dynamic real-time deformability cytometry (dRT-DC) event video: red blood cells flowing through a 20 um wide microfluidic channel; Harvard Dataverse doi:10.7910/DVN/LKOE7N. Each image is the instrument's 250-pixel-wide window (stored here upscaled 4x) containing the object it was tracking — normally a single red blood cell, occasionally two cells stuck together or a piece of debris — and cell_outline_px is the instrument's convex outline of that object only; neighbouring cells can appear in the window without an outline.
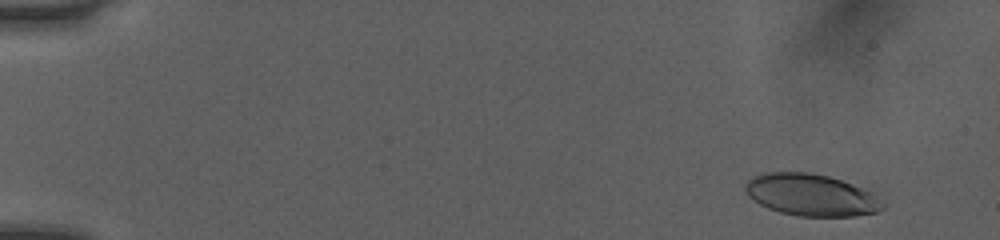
{"species": "human", "species_latin": "Homo sapiens", "temperature_condition": "room temperature", "stored_images_in_passage": 52, "camera_frame_rate_fps": 3000, "um_per_image_px": 0.085, "donor": {"sex": "female"}, "frame": {"image": 1, "passage_image": 5, "time_ms": 1.333, "image_size_px": [1000, 240], "cell_outline_px": [[888, 204], [884, 208], [876, 212], [856, 216], [796, 216], [780, 212], [768, 208], [752, 200], [748, 196], [744, 188], [744, 184], [752, 176], [764, 172], [808, 172], [828, 176], [852, 184], [872, 192]], "centroid_in_image_um": [68.95, 16.57], "position_along_channel_um": 16.1, "area_um2": 33.87}}
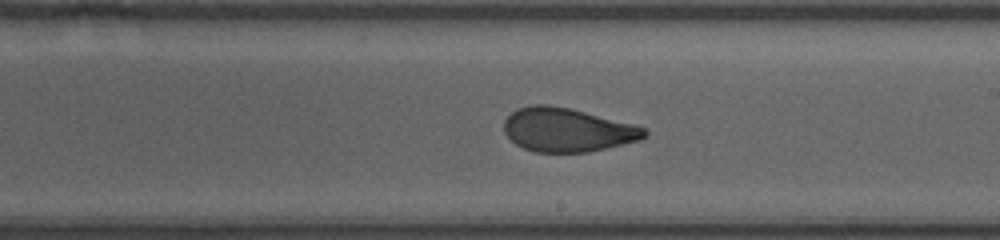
{"frame": {"image": 2, "passage_image": 32, "time_ms": 10.333, "image_size_px": [1000, 240], "cell_outline_px": [[648, 136], [640, 140], [588, 152], [536, 152], [524, 148], [516, 144], [504, 132], [504, 120], [516, 108], [532, 104], [544, 104], [568, 108], [648, 128]], "centroid_in_image_um": [48.22, 11.04], "position_along_channel_um": 240.8, "area_um2": 35.6}}
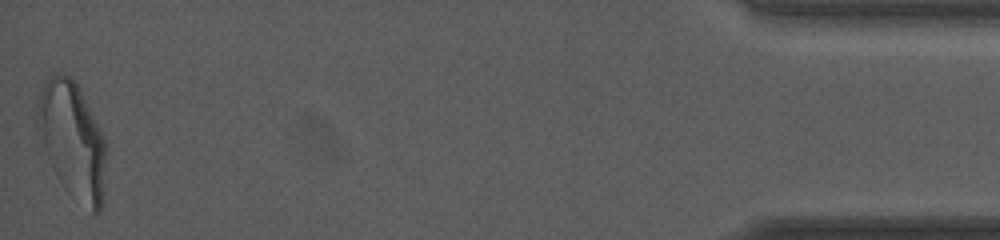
{"frame": {"image": 3, "passage_image": 52, "time_ms": 17.0, "image_size_px": [1000, 240], "cell_outline_px": [[104, 200], [100, 212], [92, 212], [52, 164], [48, 156], [36, 120], [36, 112], [40, 92], [44, 84], [52, 72], [60, 72], [68, 76], [76, 84], [104, 140]], "centroid_in_image_um": [6.15, 11.79], "position_along_channel_um": 429.1, "area_um2": 43.41}, "authors_computed_cell_mechanics": {"area_um2": 36.125, "velocity_mm_per_s": 4.0728, "shape_relaxation_time_tau1_ms": 4.8373, "shape_relaxation_time_tau2_ms": 0.9667, "deformation_change_tau1": 0.1772, "deformation_change_tau2": 0.0768}}